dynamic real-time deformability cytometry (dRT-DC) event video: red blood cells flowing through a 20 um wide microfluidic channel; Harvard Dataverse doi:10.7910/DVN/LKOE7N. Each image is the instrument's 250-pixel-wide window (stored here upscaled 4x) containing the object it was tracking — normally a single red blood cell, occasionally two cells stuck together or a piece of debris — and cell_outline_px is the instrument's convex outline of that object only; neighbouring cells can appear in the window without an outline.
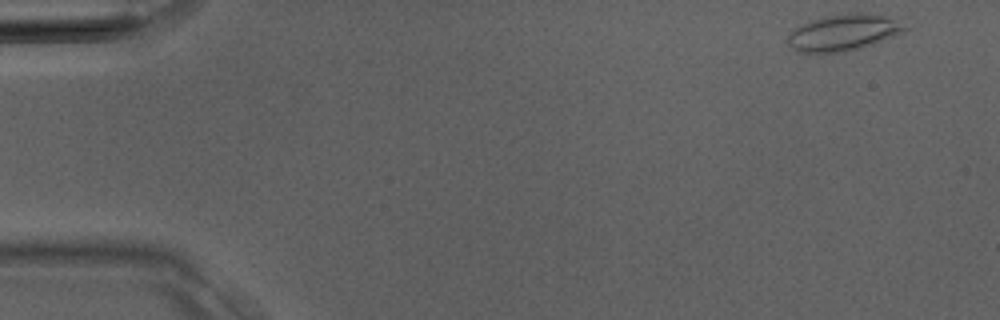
{"species": "Egyptian fruit bat (a non-hibernating species)", "species_latin": "Rousettus aegyptiacus", "temperature_condition": "room temperature", "stored_images_in_passage": 10, "camera_frame_rate_fps": 3000, "um_per_image_px": 0.085, "animal": {"sex": "male"}, "frame": {"image": 1, "passage_image": 1, "time_ms": 0.0, "image_size_px": [1000, 320], "cell_outline_px": [[908, 28], [872, 44], [844, 52], [816, 56], [796, 52], [788, 44], [788, 32], [812, 20], [828, 16], [848, 12], [860, 12], [908, 16]], "centroid_in_image_um": [71.78, 2.75], "position_along_channel_um": 13.2, "area_um2": 26.07}}